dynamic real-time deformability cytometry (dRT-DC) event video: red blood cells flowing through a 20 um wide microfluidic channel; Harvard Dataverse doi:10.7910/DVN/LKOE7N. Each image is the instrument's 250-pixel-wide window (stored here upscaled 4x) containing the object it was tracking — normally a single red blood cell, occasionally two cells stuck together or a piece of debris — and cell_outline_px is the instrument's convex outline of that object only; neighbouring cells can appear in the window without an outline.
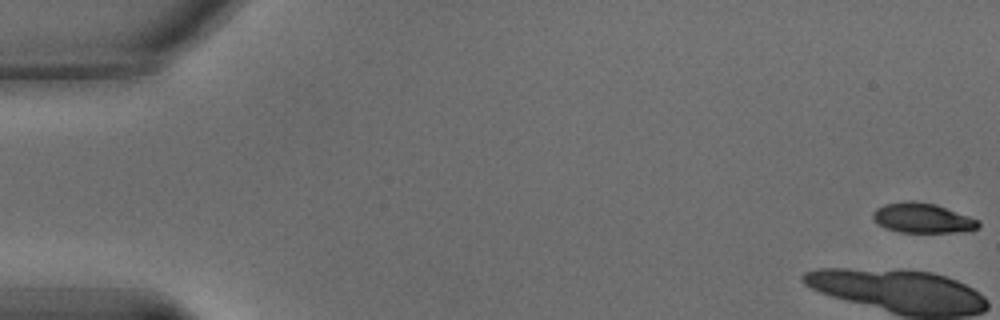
{"species": "common noctule bat (a hibernating species)", "species_latin": "Nyctalus noctula", "temperature_condition": "warm", "stored_images_in_passage": 59, "camera_frame_rate_fps": 3000, "um_per_image_px": 0.085, "animal": {"sex": "male", "body_mass_g": 15.6}, "frame": {"image": 1, "passage_image": 1, "time_ms": 0.0, "image_size_px": [1000, 320], "cell_outline_px": [[980, 228], [964, 232], [900, 232], [884, 228], [876, 224], [872, 220], [872, 212], [876, 208], [884, 204], [912, 200], [936, 204], [980, 220]], "centroid_in_image_um": [78.4, 18.54], "position_along_channel_um": 6.6, "area_um2": 18.67}}
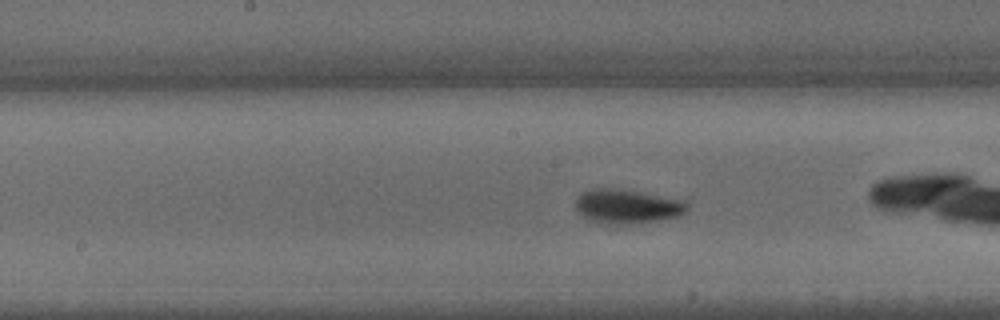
{"frame": {"image": 2, "passage_image": 29, "time_ms": 9.333, "image_size_px": [1000, 320], "cell_outline_px": [[688, 208], [684, 212], [676, 216], [656, 220], [628, 224], [600, 224], [588, 220], [576, 208], [576, 200], [580, 192], [592, 188], [612, 188], [640, 192], [684, 200], [688, 204]], "centroid_in_image_um": [53.25, 17.54], "position_along_channel_um": 194.9, "area_um2": 22.08}}
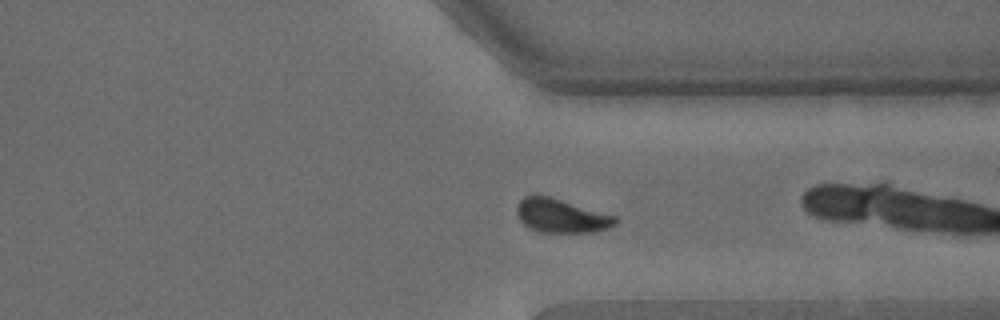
{"frame": {"image": 3, "passage_image": 44, "time_ms": 14.333, "image_size_px": [1000, 320], "cell_outline_px": [[620, 220], [616, 224], [608, 228], [596, 232], [536, 232], [528, 228], [520, 220], [516, 212], [516, 208], [520, 200], [524, 196], [548, 196], [616, 216]], "centroid_in_image_um": [47.71, 18.36], "position_along_channel_um": 363.7, "area_um2": 19.36}, "authors_computed_cell_mechanics": {"area_um2": 20.7502, "velocity_mm_per_s": 3.3769, "shape_relaxation_time_tau1_ms": 6.6457, "shape_relaxation_time_tau2_ms": null, "deformation_change_tau1": 0.2411, "deformation_change_tau2": null}}